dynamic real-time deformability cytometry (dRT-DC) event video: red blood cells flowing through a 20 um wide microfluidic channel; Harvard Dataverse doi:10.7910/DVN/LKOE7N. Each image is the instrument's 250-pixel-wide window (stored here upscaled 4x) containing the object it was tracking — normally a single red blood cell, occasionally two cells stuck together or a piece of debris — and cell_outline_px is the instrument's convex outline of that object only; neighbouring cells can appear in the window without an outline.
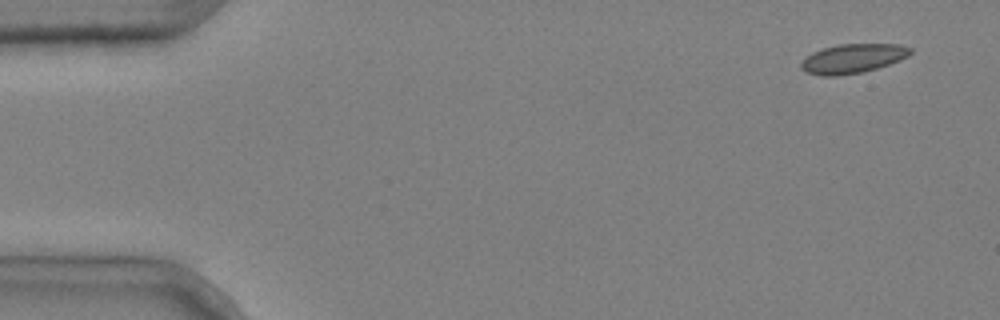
{"species": "common noctule bat (a hibernating species)", "species_latin": "Nyctalus noctula", "temperature_condition": "cold", "stored_images_in_passage": 5, "camera_frame_rate_fps": 3000, "um_per_image_px": 0.085, "animal": {"sex": "male", "body_mass_g": 20.4}, "frame": {"image": 1, "passage_image": 1, "time_ms": 0.0, "image_size_px": [1000, 320], "cell_outline_px": [[912, 52], [908, 56], [900, 60], [864, 72], [836, 76], [820, 76], [804, 72], [800, 68], [800, 64], [812, 52], [824, 48], [840, 44], [900, 44], [912, 48]], "centroid_in_image_um": [72.48, 4.98], "position_along_channel_um": 12.5, "area_um2": 18.67}}
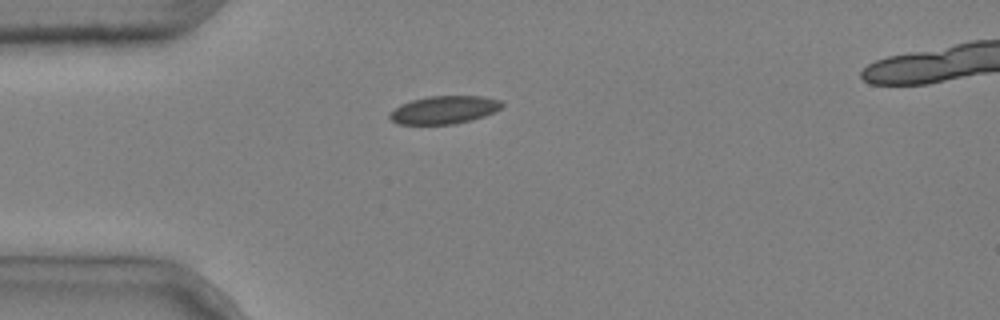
{"frame": {"image": 2, "passage_image": 4, "time_ms": 1.0, "image_size_px": [1000, 320], "cell_outline_px": [[504, 104], [500, 108], [484, 116], [472, 120], [452, 124], [396, 124], [388, 116], [400, 104], [412, 100], [428, 96], [484, 96], [500, 100]], "centroid_in_image_um": [37.76, 9.33], "position_along_channel_um": 47.2, "area_um2": 18.15}}